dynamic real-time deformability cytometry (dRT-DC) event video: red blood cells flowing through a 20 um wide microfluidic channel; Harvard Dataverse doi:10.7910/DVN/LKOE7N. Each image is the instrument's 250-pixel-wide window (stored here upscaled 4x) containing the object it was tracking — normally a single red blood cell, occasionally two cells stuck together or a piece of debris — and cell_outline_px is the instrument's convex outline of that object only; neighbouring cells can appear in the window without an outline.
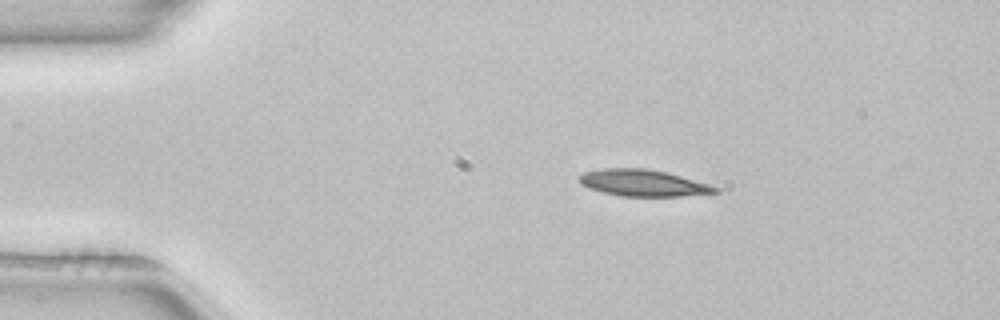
{"species": "common noctule bat (a hibernating species)", "species_latin": "Nyctalus noctula", "temperature_condition": "room temperature", "stored_images_in_passage": 2, "camera_frame_rate_fps": 3000, "um_per_image_px": 0.085, "animal": {"sex": "female", "body_mass_g": 22.7, "forearm_length_mm": 54.2}, "frame": {"image": 1, "passage_image": 1, "time_ms": 0.0, "image_size_px": [1000, 320], "cell_outline_px": [[720, 192], [680, 196], [620, 196], [588, 188], [580, 184], [576, 180], [576, 176], [584, 172], [600, 168], [644, 168], [668, 172], [708, 184], [720, 188]], "centroid_in_image_um": [54.6, 15.54], "position_along_channel_um": 30.4, "area_um2": 21.27}}